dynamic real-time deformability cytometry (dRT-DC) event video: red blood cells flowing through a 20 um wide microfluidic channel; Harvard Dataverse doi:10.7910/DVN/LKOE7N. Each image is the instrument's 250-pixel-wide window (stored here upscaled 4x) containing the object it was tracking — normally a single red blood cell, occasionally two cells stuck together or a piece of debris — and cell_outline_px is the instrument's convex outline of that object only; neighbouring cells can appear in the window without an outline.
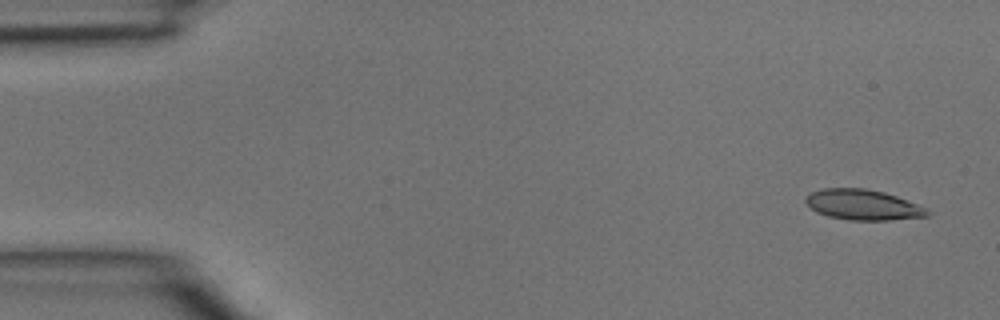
{"species": "common noctule bat (a hibernating species)", "species_latin": "Nyctalus noctula", "temperature_condition": "room temperature", "stored_images_in_passage": 3, "camera_frame_rate_fps": 3000, "um_per_image_px": 0.085, "animal": {"sex": "male", "body_mass_g": 15.6}, "frame": {"image": 1, "passage_image": 1, "time_ms": 0.0, "image_size_px": [1000, 320], "cell_outline_px": [[932, 212], [928, 216], [892, 220], [848, 220], [828, 216], [816, 212], [804, 200], [812, 192], [824, 188], [864, 188], [884, 192], [896, 196], [928, 208]], "centroid_in_image_um": [73.4, 17.41], "position_along_channel_um": 11.6, "area_um2": 21.56}}